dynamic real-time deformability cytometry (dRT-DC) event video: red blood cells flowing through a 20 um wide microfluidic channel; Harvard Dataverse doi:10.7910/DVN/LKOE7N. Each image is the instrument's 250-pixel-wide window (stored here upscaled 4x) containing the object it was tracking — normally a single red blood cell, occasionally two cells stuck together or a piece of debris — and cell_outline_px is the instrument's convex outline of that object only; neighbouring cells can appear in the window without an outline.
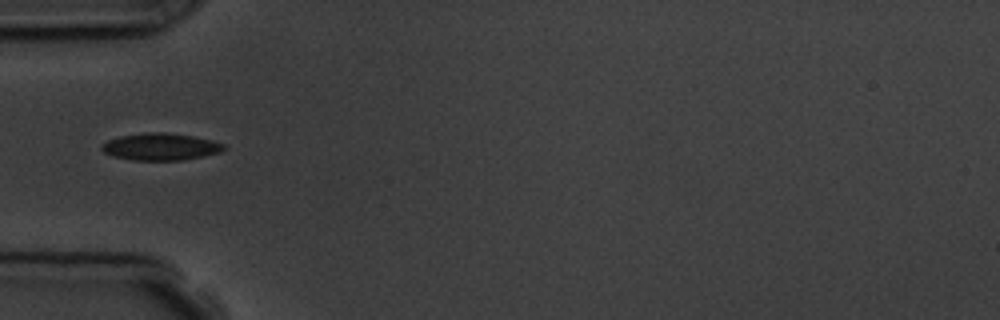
{"species": "common noctule bat (a hibernating species)", "species_latin": "Nyctalus noctula", "temperature_condition": "room temperature", "stored_images_in_passage": 5, "camera_frame_rate_fps": 3000, "um_per_image_px": 0.085, "animal": {"sex": "male", "body_mass_g": 19.5, "forearm_length_mm": 54.6}, "frame": {"image": 1, "passage_image": 5, "time_ms": 4.333, "image_size_px": [1000, 320], "cell_outline_px": [[224, 148], [220, 152], [204, 156], [184, 160], [132, 160], [112, 156], [104, 152], [100, 148], [108, 140], [120, 136], [148, 132], [164, 132], [192, 136], [212, 140], [224, 144]], "centroid_in_image_um": [13.65, 12.48], "position_along_channel_um": 71.4, "area_um2": 19.13}}